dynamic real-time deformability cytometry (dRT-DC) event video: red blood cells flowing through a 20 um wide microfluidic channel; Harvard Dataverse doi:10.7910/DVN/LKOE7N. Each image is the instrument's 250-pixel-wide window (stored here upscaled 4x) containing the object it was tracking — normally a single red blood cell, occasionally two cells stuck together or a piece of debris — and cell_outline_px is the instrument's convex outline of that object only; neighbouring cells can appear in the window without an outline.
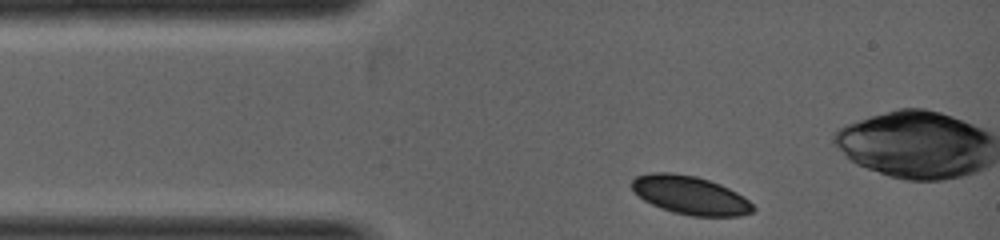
{"species": "common noctule bat (a hibernating species)", "species_latin": "Nyctalus noctula", "temperature_condition": "warm", "stored_images_in_passage": 10, "camera_frame_rate_fps": 5000, "um_per_image_px": 0.085, "animal": {"sex": "female", "body_mass_g": 19.0, "forearm_length_mm": 53.3}, "frame": {"image": 1, "passage_image": 1, "time_ms": 0.0, "image_size_px": [1000, 240], "cell_outline_px": [[756, 208], [752, 212], [740, 216], [692, 216], [672, 212], [652, 204], [644, 200], [632, 188], [632, 180], [636, 176], [652, 172], [668, 172], [696, 176], [720, 184], [736, 192], [748, 200]], "centroid_in_image_um": [58.67, 16.59], "position_along_channel_um": 26.3, "area_um2": 26.93}}
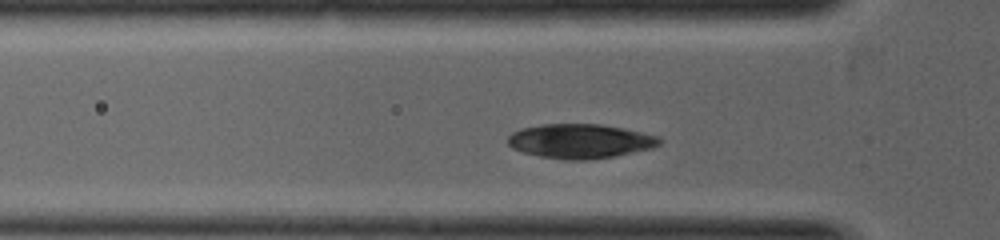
{"frame": {"image": 2, "passage_image": 6, "time_ms": 1.0, "image_size_px": [1000, 240], "cell_outline_px": [[660, 144], [652, 148], [616, 156], [588, 160], [564, 160], [540, 156], [524, 152], [512, 148], [508, 144], [508, 136], [512, 132], [524, 128], [544, 124], [600, 124], [640, 132], [656, 136], [660, 140]], "centroid_in_image_um": [49.29, 12.01], "position_along_channel_um": 76.5, "area_um2": 30.11}}
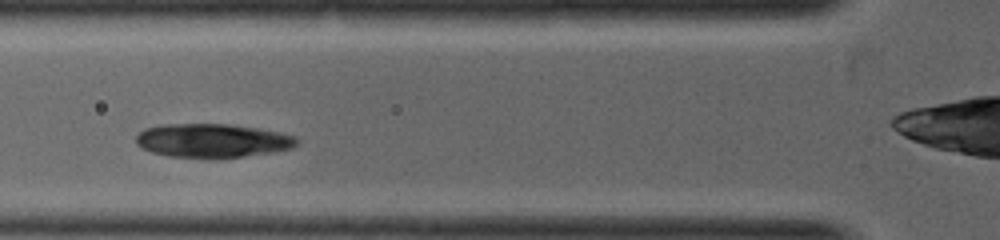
{"frame": {"image": 3, "passage_image": 8, "time_ms": 1.4, "image_size_px": [1000, 240], "cell_outline_px": [[300, 140], [292, 148], [272, 152], [244, 156], [208, 160], [168, 156], [152, 152], [136, 144], [136, 136], [140, 132], [148, 128], [164, 124], [228, 124], [256, 128], [280, 132], [296, 136]], "centroid_in_image_um": [18.07, 11.97], "position_along_channel_um": 107.7, "area_um2": 32.02}}